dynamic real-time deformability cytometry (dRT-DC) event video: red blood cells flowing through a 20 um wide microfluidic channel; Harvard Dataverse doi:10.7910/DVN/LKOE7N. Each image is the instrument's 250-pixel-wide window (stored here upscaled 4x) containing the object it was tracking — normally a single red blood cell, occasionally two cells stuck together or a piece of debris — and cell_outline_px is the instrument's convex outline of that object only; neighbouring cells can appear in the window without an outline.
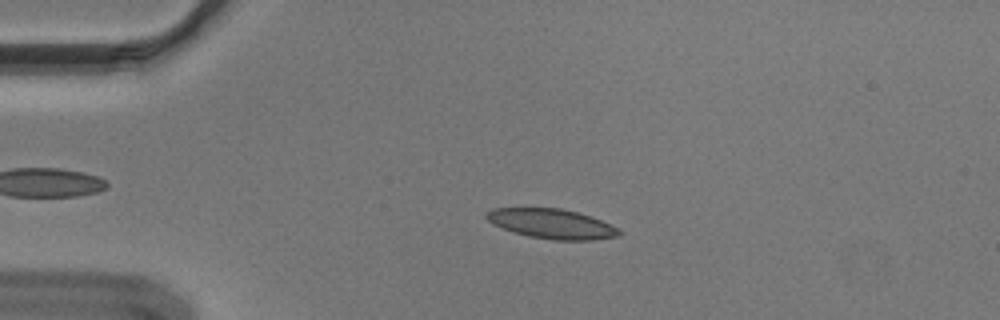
{"species": "Egyptian fruit bat (a non-hibernating species)", "species_latin": "Rousettus aegyptiacus", "temperature_condition": "cold", "stored_images_in_passage": 55, "camera_frame_rate_fps": 3000, "um_per_image_px": 0.085, "animal": {"sex": "male"}, "frame": {"image": 1, "passage_image": 12, "time_ms": 3.667, "image_size_px": [1000, 320], "cell_outline_px": [[620, 236], [592, 240], [552, 240], [528, 236], [512, 232], [492, 224], [484, 216], [484, 212], [492, 208], [560, 208], [576, 212], [612, 224], [620, 228]], "centroid_in_image_um": [46.87, 19.02], "position_along_channel_um": 38.1, "area_um2": 23.12}}
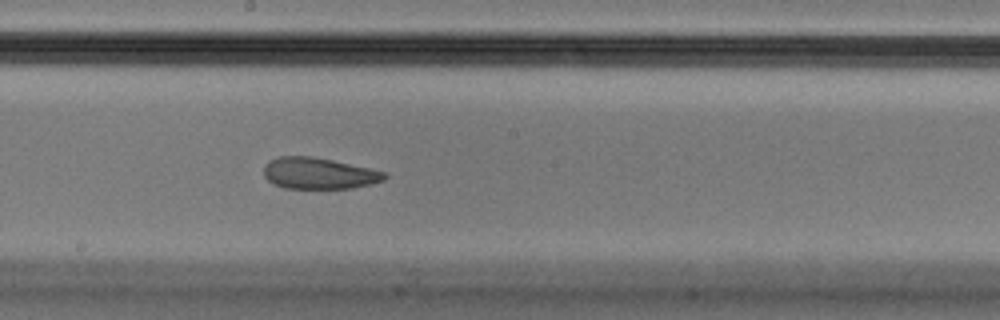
{"frame": {"image": 2, "passage_image": 30, "time_ms": 9.667, "image_size_px": [1000, 320], "cell_outline_px": [[388, 176], [384, 180], [372, 184], [352, 188], [284, 188], [272, 184], [264, 176], [264, 164], [268, 160], [280, 156], [312, 156], [332, 160], [368, 168], [384, 172]], "centroid_in_image_um": [27.06, 14.73], "position_along_channel_um": 221.1, "area_um2": 22.08}}
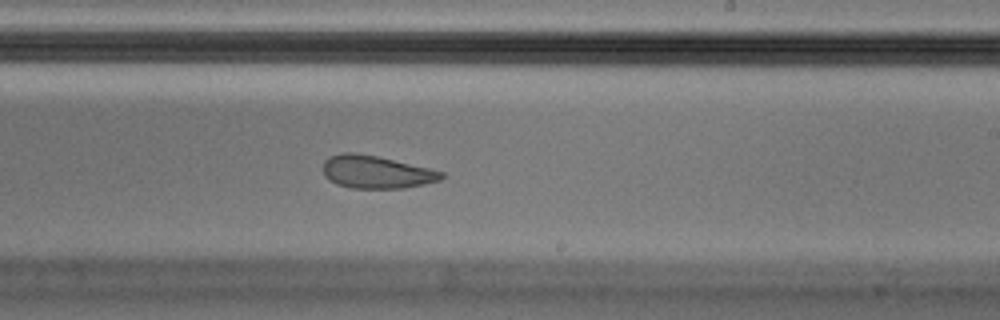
{"frame": {"image": 3, "passage_image": 33, "time_ms": 10.667, "image_size_px": [1000, 320], "cell_outline_px": [[444, 176], [440, 180], [424, 184], [404, 188], [352, 188], [336, 184], [324, 176], [324, 160], [328, 156], [340, 152], [356, 152], [376, 156], [428, 168], [444, 172]], "centroid_in_image_um": [31.94, 14.61], "position_along_channel_um": 257.1, "area_um2": 22.54}, "authors_computed_cell_mechanics": {"area_um2": 23.2356, "velocity_mm_per_s": 3.6059, "shape_relaxation_time_tau1_ms": null, "shape_relaxation_time_tau2_ms": 2.3825, "deformation_change_tau1": null, "deformation_change_tau2": 0.0905}}